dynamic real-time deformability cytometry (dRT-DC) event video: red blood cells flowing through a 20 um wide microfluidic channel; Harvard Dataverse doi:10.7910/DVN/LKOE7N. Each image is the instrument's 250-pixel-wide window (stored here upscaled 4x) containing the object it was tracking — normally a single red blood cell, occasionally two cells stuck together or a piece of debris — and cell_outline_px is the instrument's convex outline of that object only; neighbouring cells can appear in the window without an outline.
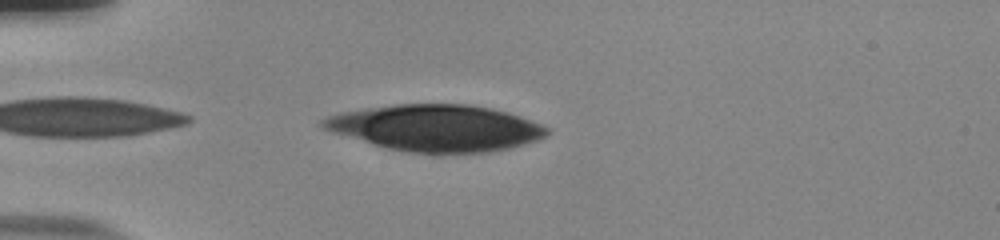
{"species": "human", "species_latin": "Homo sapiens", "temperature_condition": "room temperature", "stored_images_in_passage": 42, "camera_frame_rate_fps": 3000, "um_per_image_px": 0.085, "donor": {"sex": "male"}, "frame": {"image": 1, "passage_image": 1, "time_ms": 0.0, "image_size_px": [1000, 240], "cell_outline_px": [[548, 132], [544, 136], [536, 140], [512, 148], [488, 152], [440, 156], [432, 156], [408, 152], [388, 148], [332, 132], [324, 128], [320, 124], [320, 120], [328, 116], [340, 112], [396, 104], [468, 104], [492, 108], [520, 116], [540, 124], [548, 128]], "centroid_in_image_um": [37.07, 10.91], "position_along_channel_um": 47.9, "area_um2": 61.27}}
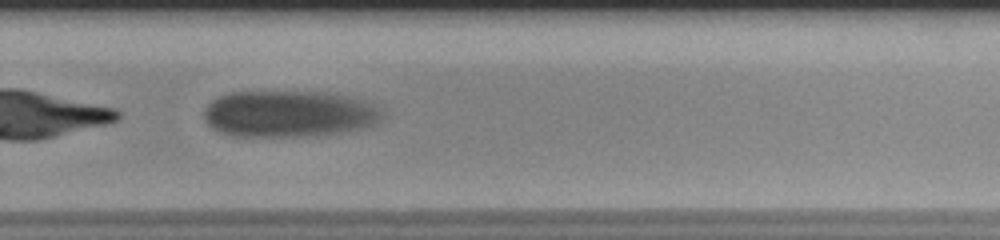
{"frame": {"image": 2, "passage_image": 25, "time_ms": 8.0, "image_size_px": [1000, 240], "cell_outline_px": [[384, 116], [380, 120], [364, 128], [340, 132], [304, 136], [232, 136], [220, 132], [212, 128], [208, 124], [204, 116], [204, 112], [208, 104], [212, 100], [228, 92], [316, 92], [344, 96], [364, 100], [384, 108]], "centroid_in_image_um": [24.57, 9.68], "position_along_channel_um": 305.2, "area_um2": 48.26}}
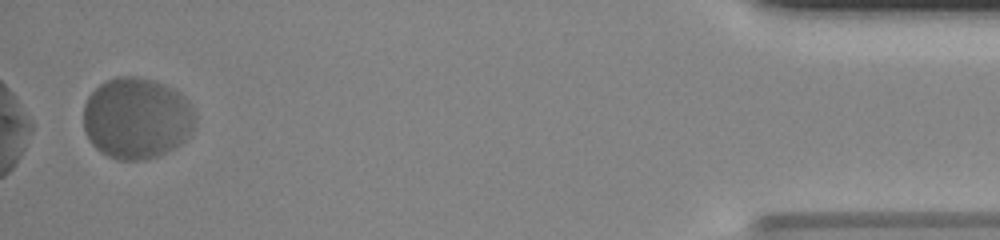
{"frame": {"image": 3, "passage_image": 41, "time_ms": 13.333, "image_size_px": [1000, 240], "cell_outline_px": [[196, 120], [192, 132], [180, 144], [168, 152], [160, 156], [144, 160], [116, 160], [100, 152], [92, 144], [84, 128], [84, 104], [88, 96], [104, 80], [116, 76], [136, 76], [156, 80], [180, 92], [188, 100], [196, 116]], "centroid_in_image_um": [11.64, 10.04], "position_along_channel_um": 423.6, "area_um2": 53.64}}